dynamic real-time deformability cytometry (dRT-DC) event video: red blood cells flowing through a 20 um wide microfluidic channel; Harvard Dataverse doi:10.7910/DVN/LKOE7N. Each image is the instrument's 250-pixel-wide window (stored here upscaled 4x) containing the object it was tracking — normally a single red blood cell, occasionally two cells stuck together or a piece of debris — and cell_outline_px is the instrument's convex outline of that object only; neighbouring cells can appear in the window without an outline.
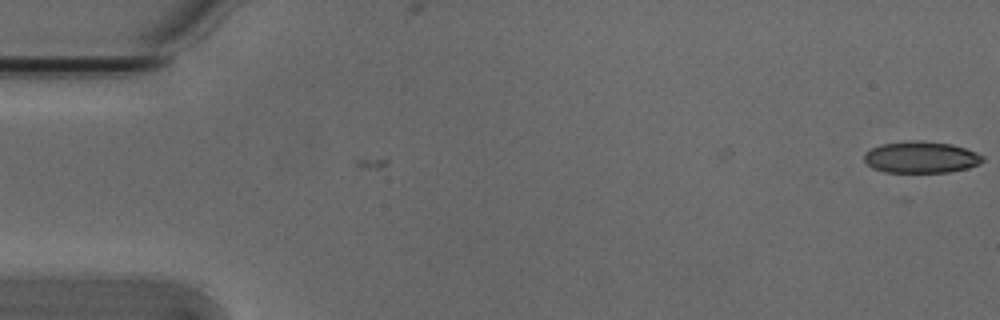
{"species": "Egyptian fruit bat (a non-hibernating species)", "species_latin": "Rousettus aegyptiacus", "temperature_condition": "cold", "stored_images_in_passage": 3, "camera_frame_rate_fps": 3000, "um_per_image_px": 0.085, "animal": {"sex": "male"}, "frame": {"image": 1, "passage_image": 1, "time_ms": 0.0, "image_size_px": [1000, 320], "cell_outline_px": [[984, 160], [968, 168], [948, 172], [884, 172], [872, 168], [864, 160], [864, 152], [880, 144], [912, 140], [920, 140], [952, 144], [976, 152], [984, 156]], "centroid_in_image_um": [78.26, 13.36], "position_along_channel_um": 6.7, "area_um2": 21.85}}